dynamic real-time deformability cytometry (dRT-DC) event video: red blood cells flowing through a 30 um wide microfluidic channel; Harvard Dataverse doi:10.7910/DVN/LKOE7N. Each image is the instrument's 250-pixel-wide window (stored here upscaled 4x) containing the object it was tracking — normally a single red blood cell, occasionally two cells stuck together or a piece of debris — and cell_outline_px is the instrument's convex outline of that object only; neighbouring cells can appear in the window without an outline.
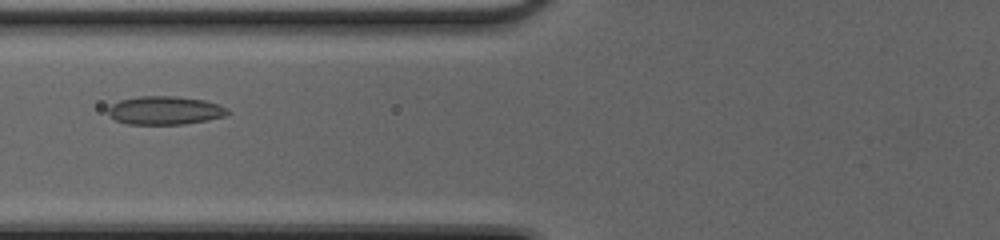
{"species": "common noctule bat (a hibernating species)", "species_latin": "Nyctalus noctula", "temperature_condition": "cold", "stored_images_in_passage": 43, "camera_frame_rate_fps": 3000, "um_per_image_px": 0.085, "animal": {"sex": "female", "body_mass_g": 20.0, "forearm_length_mm": 54.0}, "frame": {"image": 1, "passage_image": 14, "time_ms": 4.333, "image_size_px": [1000, 240], "cell_outline_px": [[232, 112], [224, 116], [208, 120], [184, 124], [128, 124], [116, 120], [108, 116], [108, 108], [112, 104], [120, 100], [140, 96], [176, 96], [204, 100], [228, 108]], "centroid_in_image_um": [14.02, 9.39], "position_along_channel_um": 111.8, "area_um2": 19.83}}
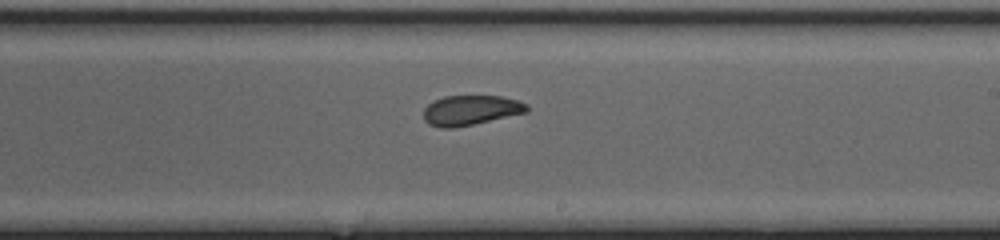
{"frame": {"image": 2, "passage_image": 24, "time_ms": 7.667, "image_size_px": [1000, 240], "cell_outline_px": [[528, 112], [472, 124], [452, 128], [440, 128], [428, 124], [424, 120], [424, 108], [428, 104], [444, 96], [500, 96], [516, 100], [528, 104]], "centroid_in_image_um": [39.99, 9.37], "position_along_channel_um": 249.0, "area_um2": 17.86}}
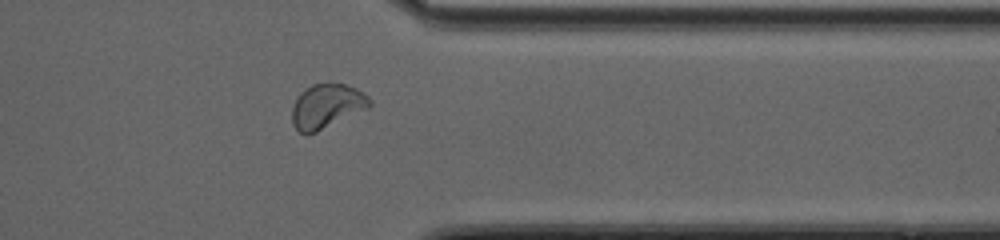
{"frame": {"image": 3, "passage_image": 34, "time_ms": 11.0, "image_size_px": [1000, 240], "cell_outline_px": [[372, 104], [368, 108], [308, 136], [304, 136], [292, 124], [292, 108], [296, 96], [300, 92], [312, 84], [344, 84], [356, 88], [368, 96], [372, 100]], "centroid_in_image_um": [27.75, 9.05], "position_along_channel_um": 383.7, "area_um2": 20.17}, "authors_computed_cell_mechanics": {"area_um2": 19.5942, "velocity_mm_per_s": 4.1107, "shape_relaxation_time_tau1_ms": null, "shape_relaxation_time_tau2_ms": 1.4337, "deformation_change_tau1": null, "deformation_change_tau2": 0.0608}}